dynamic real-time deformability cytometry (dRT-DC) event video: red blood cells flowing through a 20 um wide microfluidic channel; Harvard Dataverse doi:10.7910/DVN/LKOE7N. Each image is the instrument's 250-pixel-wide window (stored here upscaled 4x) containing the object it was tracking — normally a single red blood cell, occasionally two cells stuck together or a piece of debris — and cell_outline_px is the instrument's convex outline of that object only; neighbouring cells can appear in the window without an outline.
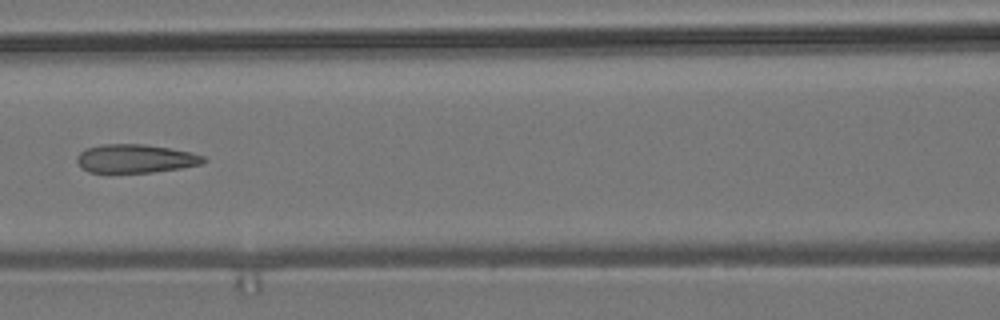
{"species": "common noctule bat (a hibernating species)", "species_latin": "Nyctalus noctula", "temperature_condition": "room temperature", "stored_images_in_passage": 6, "camera_frame_rate_fps": 3000, "um_per_image_px": 0.085, "animal": {"sex": "male", "body_mass_g": 19.2, "forearm_length_mm": 51.8}, "frame": {"image": 1, "passage_image": 6, "time_ms": 1.667, "image_size_px": [1000, 320], "cell_outline_px": [[208, 160], [200, 164], [180, 168], [152, 172], [88, 172], [80, 168], [76, 160], [76, 156], [84, 148], [104, 144], [144, 144], [168, 148], [188, 152], [204, 156]], "centroid_in_image_um": [11.45, 13.48], "position_along_channel_um": 155.1, "area_um2": 20.98}}